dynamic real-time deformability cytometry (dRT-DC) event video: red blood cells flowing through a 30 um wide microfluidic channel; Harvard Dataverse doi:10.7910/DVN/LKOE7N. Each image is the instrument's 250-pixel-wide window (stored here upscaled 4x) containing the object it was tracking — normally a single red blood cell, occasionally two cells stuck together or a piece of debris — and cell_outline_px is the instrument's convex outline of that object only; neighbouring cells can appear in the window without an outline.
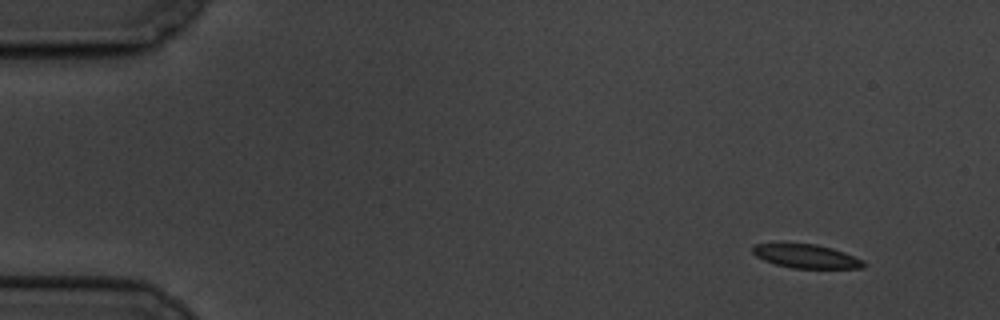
{"species": "common noctule bat (a hibernating species)", "species_latin": "Nyctalus noctula", "temperature_condition": "cold", "stored_images_in_passage": 5, "camera_frame_rate_fps": 3000, "um_per_image_px": 0.085, "animal": {"sex": "male", "body_mass_g": 19.5, "forearm_length_mm": 54.6}, "frame": {"image": 1, "passage_image": 1, "time_ms": 0.0, "image_size_px": [1000, 320], "cell_outline_px": [[868, 264], [864, 268], [792, 268], [776, 264], [764, 260], [756, 256], [752, 252], [752, 244], [816, 244], [832, 248], [844, 252], [864, 260]], "centroid_in_image_um": [68.57, 21.79], "position_along_channel_um": 16.4, "area_um2": 15.32}}